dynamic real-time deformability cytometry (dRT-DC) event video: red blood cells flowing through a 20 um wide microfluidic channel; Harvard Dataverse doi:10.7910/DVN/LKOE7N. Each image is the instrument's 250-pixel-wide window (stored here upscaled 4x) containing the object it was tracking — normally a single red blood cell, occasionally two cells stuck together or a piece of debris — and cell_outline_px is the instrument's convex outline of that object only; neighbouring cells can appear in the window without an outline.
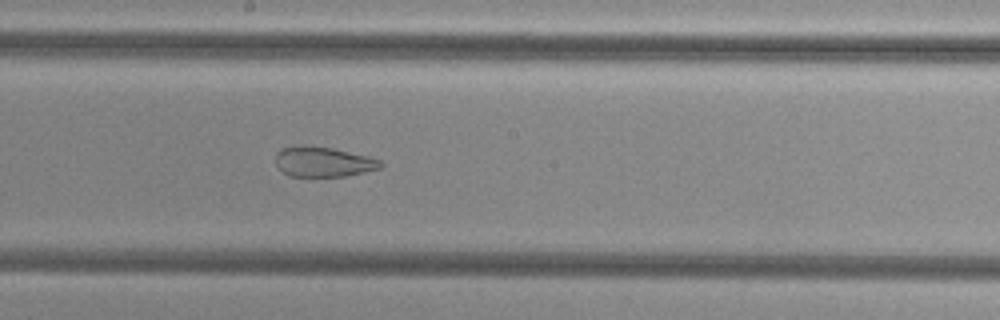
{"species": "common noctule bat (a hibernating species)", "species_latin": "Nyctalus noctula", "temperature_condition": "cold", "stored_images_in_passage": 55, "camera_frame_rate_fps": 3000, "um_per_image_px": 0.085, "animal": {"sex": "female", "body_mass_g": 29.2, "forearm_length_mm": 56.3}, "frame": {"image": 1, "passage_image": 31, "time_ms": 10.0, "image_size_px": [1000, 320], "cell_outline_px": [[384, 164], [380, 168], [364, 172], [344, 176], [292, 176], [284, 172], [276, 164], [276, 152], [280, 148], [304, 144], [308, 144], [332, 148], [368, 156], [380, 160]], "centroid_in_image_um": [27.46, 13.73], "position_along_channel_um": 220.7, "area_um2": 18.44}}
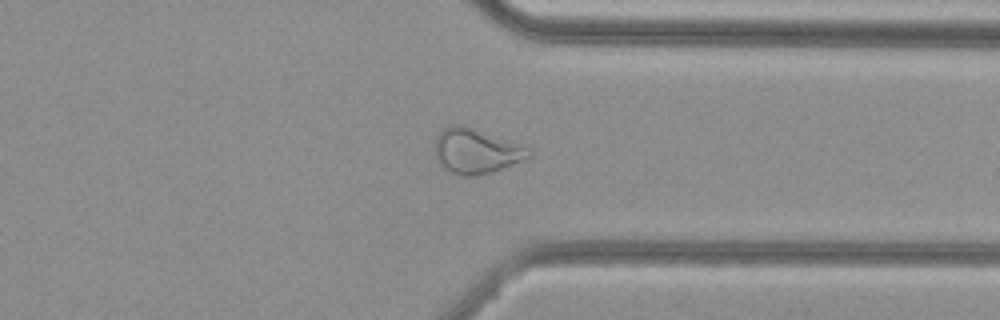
{"frame": {"image": 2, "passage_image": 43, "time_ms": 14.0, "image_size_px": [1000, 320], "cell_outline_px": [[532, 156], [492, 172], [472, 176], [464, 176], [452, 172], [444, 168], [436, 160], [436, 136], [444, 128], [452, 124], [460, 124], [524, 148], [532, 152]], "centroid_in_image_um": [40.38, 12.87], "position_along_channel_um": 371.0, "area_um2": 23.47}}
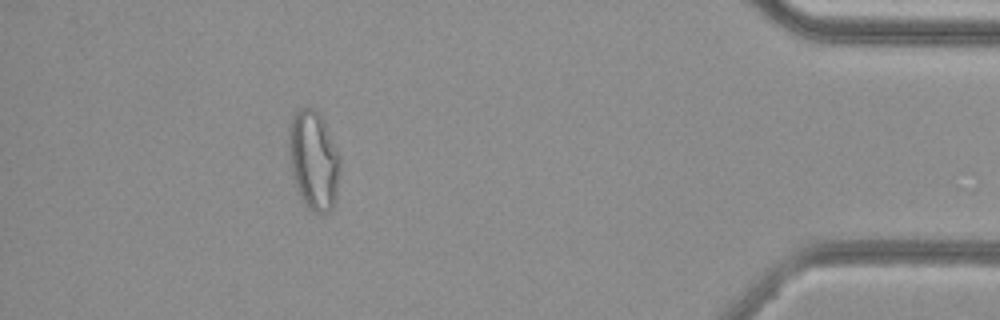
{"frame": {"image": 3, "passage_image": 50, "time_ms": 16.333, "image_size_px": [1000, 320], "cell_outline_px": [[340, 172], [336, 200], [332, 208], [324, 216], [312, 212], [308, 208], [300, 196], [296, 188], [292, 176], [288, 156], [288, 128], [292, 116], [300, 108], [316, 108], [320, 112], [340, 156]], "centroid_in_image_um": [26.65, 13.64], "position_along_channel_um": 408.5, "area_um2": 30.4}, "authors_computed_cell_mechanics": {"area_um2": 28.8422, "velocity_mm_per_s": 3.7705, "shape_relaxation_time_tau1_ms": null, "shape_relaxation_time_tau2_ms": 1.5783, "deformation_change_tau1": null, "deformation_change_tau2": 0.0841}}